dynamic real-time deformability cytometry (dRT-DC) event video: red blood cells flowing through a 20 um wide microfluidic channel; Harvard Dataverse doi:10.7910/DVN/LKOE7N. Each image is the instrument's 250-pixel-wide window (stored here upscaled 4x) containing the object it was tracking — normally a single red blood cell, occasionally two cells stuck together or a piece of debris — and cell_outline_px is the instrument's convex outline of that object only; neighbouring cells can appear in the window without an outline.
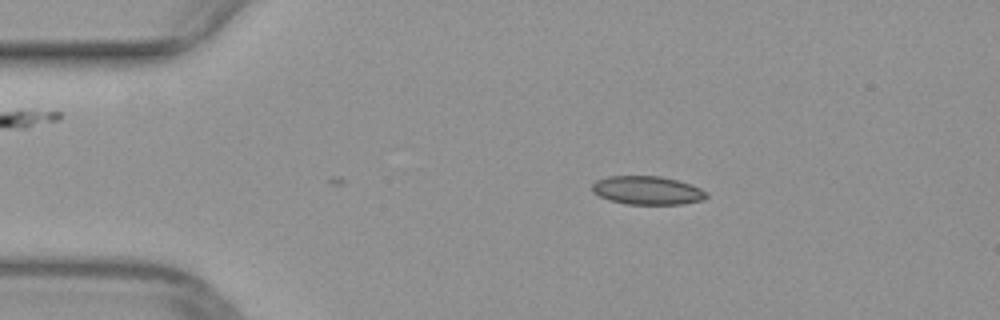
{"species": "common noctule bat (a hibernating species)", "species_latin": "Nyctalus noctula", "temperature_condition": "warm", "stored_images_in_passage": 37, "camera_frame_rate_fps": 3000, "um_per_image_px": 0.085, "animal": {"sex": "female", "body_mass_g": 29.2, "forearm_length_mm": 56.3}, "frame": {"image": 1, "passage_image": 1, "time_ms": 0.0, "image_size_px": [1000, 320], "cell_outline_px": [[708, 196], [704, 200], [680, 204], [624, 204], [608, 200], [592, 192], [592, 184], [596, 180], [608, 176], [660, 176], [692, 184], [708, 192]], "centroid_in_image_um": [55.02, 16.18], "position_along_channel_um": 30.0, "area_um2": 19.13}}
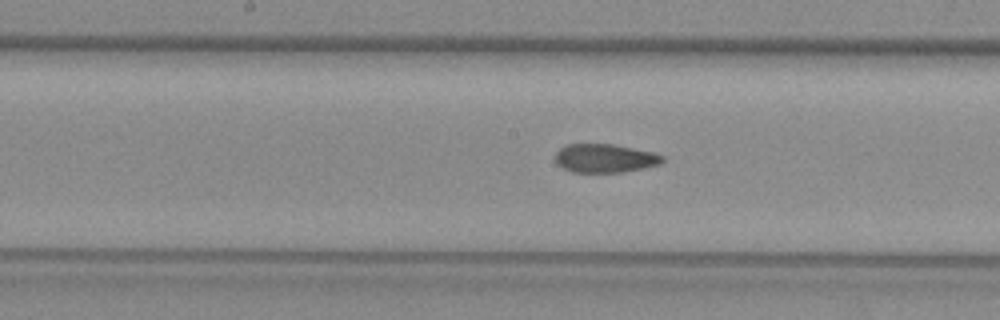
{"frame": {"image": 2, "passage_image": 17, "time_ms": 5.333, "image_size_px": [1000, 320], "cell_outline_px": [[664, 160], [660, 164], [644, 168], [620, 172], [572, 172], [556, 164], [556, 152], [560, 148], [568, 144], [612, 144], [652, 152], [664, 156]], "centroid_in_image_um": [51.41, 13.45], "position_along_channel_um": 196.8, "area_um2": 17.74}}
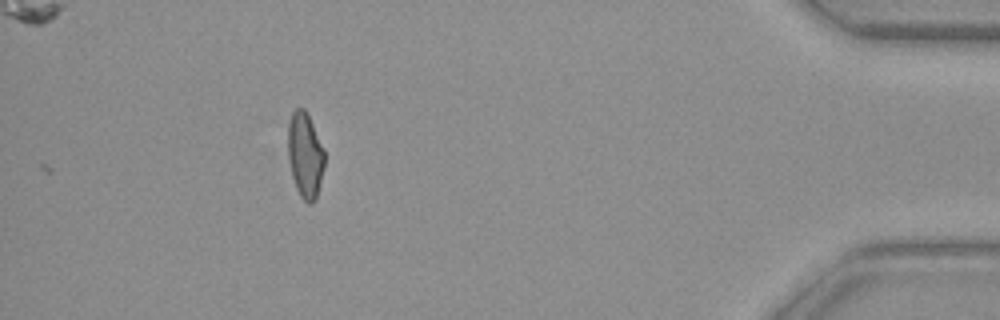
{"frame": {"image": 3, "passage_image": 37, "time_ms": 12.0, "image_size_px": [1000, 320], "cell_outline_px": [[324, 168], [316, 200], [312, 204], [308, 204], [300, 196], [296, 188], [292, 176], [288, 160], [288, 124], [292, 112], [296, 108], [304, 108], [324, 148]], "centroid_in_image_um": [25.93, 13.22], "position_along_channel_um": 409.3, "area_um2": 18.26}}